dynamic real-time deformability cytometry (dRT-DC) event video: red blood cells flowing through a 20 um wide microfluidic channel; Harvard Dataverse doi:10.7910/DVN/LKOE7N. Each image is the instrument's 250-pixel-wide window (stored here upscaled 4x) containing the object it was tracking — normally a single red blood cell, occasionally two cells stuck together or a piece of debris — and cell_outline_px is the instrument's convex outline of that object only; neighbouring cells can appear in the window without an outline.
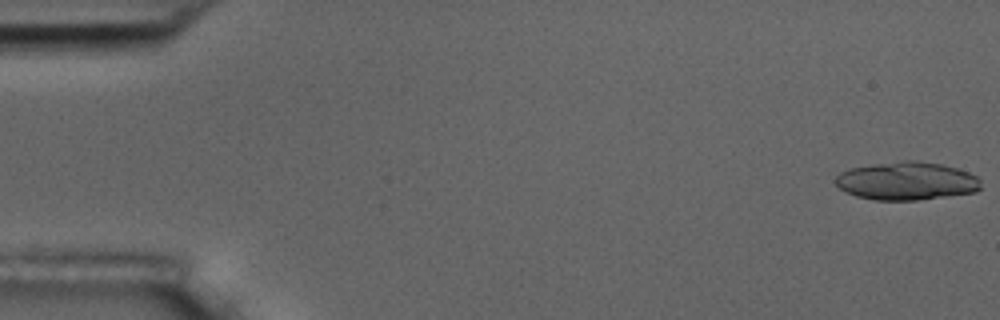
{"species": "common noctule bat (a hibernating species)", "species_latin": "Nyctalus noctula", "temperature_condition": "room temperature", "stored_images_in_passage": 5, "camera_frame_rate_fps": 3000, "um_per_image_px": 0.085, "animal": {"sex": "male", "body_mass_g": 17.5, "forearm_length_mm": 52.3}, "frame": {"image": 1, "passage_image": 1, "time_ms": 0.0, "image_size_px": [1000, 320], "cell_outline_px": [[980, 188], [976, 192], [948, 196], [916, 200], [876, 200], [856, 196], [844, 192], [836, 184], [836, 176], [840, 172], [852, 168], [872, 164], [904, 160], [916, 160], [940, 164], [956, 168], [968, 172], [976, 176], [980, 180]], "centroid_in_image_um": [77.06, 15.38], "position_along_channel_um": 7.9, "area_um2": 32.31}}